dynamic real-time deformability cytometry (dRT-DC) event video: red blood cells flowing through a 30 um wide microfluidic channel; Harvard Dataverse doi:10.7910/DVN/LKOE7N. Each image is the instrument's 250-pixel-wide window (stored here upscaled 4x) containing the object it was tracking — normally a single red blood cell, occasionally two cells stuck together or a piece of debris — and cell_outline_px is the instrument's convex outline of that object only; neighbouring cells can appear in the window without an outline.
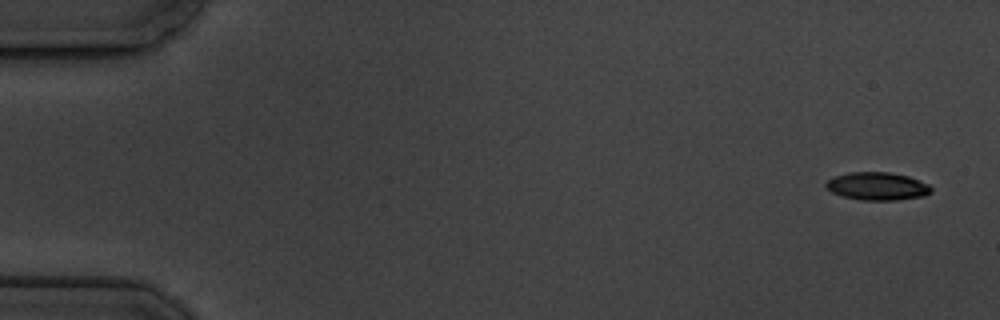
{"species": "common noctule bat (a hibernating species)", "species_latin": "Nyctalus noctula", "temperature_condition": "cold", "stored_images_in_passage": 15, "camera_frame_rate_fps": 3000, "um_per_image_px": 0.085, "animal": {"sex": "male", "body_mass_g": 19.5, "forearm_length_mm": 54.6}, "frame": {"image": 1, "passage_image": 1, "time_ms": 0.0, "image_size_px": [1000, 320], "cell_outline_px": [[932, 192], [924, 196], [896, 200], [860, 200], [844, 196], [832, 192], [824, 184], [828, 180], [836, 176], [848, 172], [888, 172], [908, 176], [928, 184], [932, 188]], "centroid_in_image_um": [74.59, 15.83], "position_along_channel_um": 10.4, "area_um2": 16.99}}
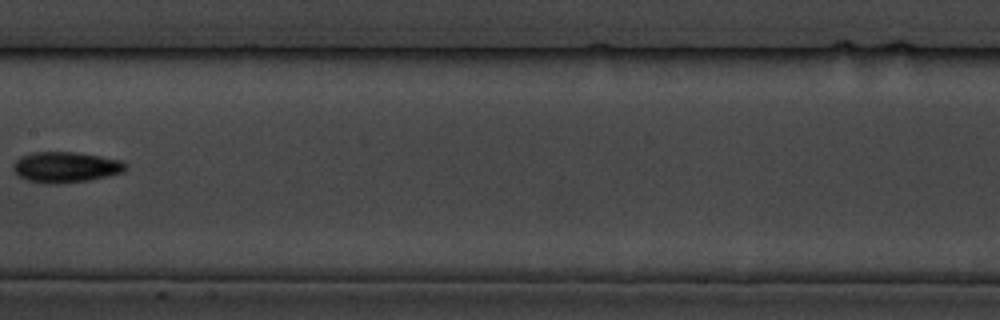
{"frame": {"image": 2, "passage_image": 8, "time_ms": 9.333, "image_size_px": [1000, 320], "cell_outline_px": [[128, 168], [124, 172], [108, 176], [88, 180], [60, 184], [44, 184], [28, 180], [20, 176], [12, 168], [12, 164], [20, 156], [32, 152], [76, 152], [100, 156], [120, 160], [128, 164]], "centroid_in_image_um": [5.6, 14.21], "position_along_channel_um": 201.8, "area_um2": 20.29}}
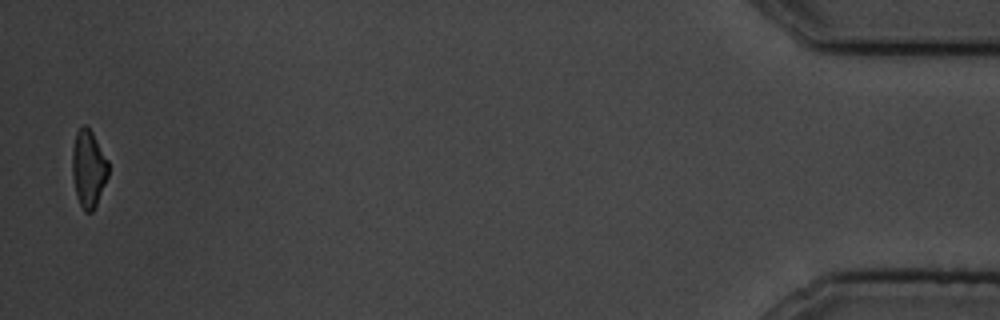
{"frame": {"image": 3, "passage_image": 15, "time_ms": 18.333, "image_size_px": [1000, 320], "cell_outline_px": [[108, 176], [96, 204], [92, 212], [84, 212], [76, 196], [72, 176], [72, 148], [76, 132], [84, 124], [92, 132], [108, 160]], "centroid_in_image_um": [7.5, 14.33], "position_along_channel_um": 427.7, "area_um2": 16.18}, "authors_computed_cell_mechanics": {"area_um2": 17.5712, "velocity_mm_per_s": 3.4792, "shape_relaxation_time_tau1_ms": 7.7588, "shape_relaxation_time_tau2_ms": null, "deformation_change_tau1": 0.2039, "deformation_change_tau2": null}}